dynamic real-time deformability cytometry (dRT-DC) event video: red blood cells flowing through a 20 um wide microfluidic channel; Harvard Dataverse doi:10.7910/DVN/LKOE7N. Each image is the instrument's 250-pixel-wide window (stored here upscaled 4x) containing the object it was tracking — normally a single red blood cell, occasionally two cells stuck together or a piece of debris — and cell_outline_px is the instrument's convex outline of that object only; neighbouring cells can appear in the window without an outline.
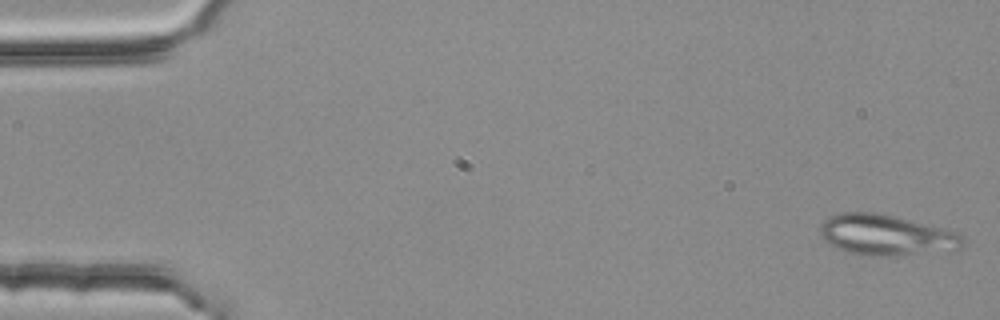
{"species": "common noctule bat (a hibernating species)", "species_latin": "Nyctalus noctula", "temperature_condition": "room temperature", "stored_images_in_passage": 6, "camera_frame_rate_fps": 3000, "um_per_image_px": 0.085, "animal": {"sex": "female", "body_mass_g": 25.1}, "frame": {"image": 1, "passage_image": 1, "time_ms": 0.0, "image_size_px": [1000, 320], "cell_outline_px": [[964, 244], [960, 248], [888, 256], [880, 256], [848, 252], [836, 248], [828, 244], [824, 240], [820, 232], [820, 224], [828, 216], [840, 212], [880, 212], [896, 216], [956, 232], [964, 236]], "centroid_in_image_um": [75.25, 19.95], "position_along_channel_um": 9.7, "area_um2": 33.52}}